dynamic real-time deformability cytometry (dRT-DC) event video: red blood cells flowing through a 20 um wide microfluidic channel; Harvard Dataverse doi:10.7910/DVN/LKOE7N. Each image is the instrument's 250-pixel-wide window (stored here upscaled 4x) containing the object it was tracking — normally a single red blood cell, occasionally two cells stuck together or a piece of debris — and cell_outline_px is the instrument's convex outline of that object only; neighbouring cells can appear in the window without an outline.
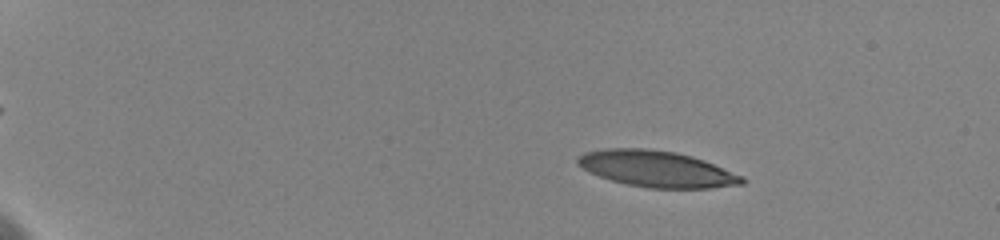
{"species": "human", "species_latin": "Homo sapiens", "temperature_condition": "cold", "stored_images_in_passage": 35, "camera_frame_rate_fps": 3000, "um_per_image_px": 0.085, "donor": {"sex": "female"}, "frame": {"image": 1, "passage_image": 9, "time_ms": 3.333, "image_size_px": [1000, 240], "cell_outline_px": [[748, 180], [744, 184], [712, 188], [648, 188], [628, 184], [612, 180], [600, 176], [576, 164], [576, 160], [584, 152], [608, 148], [644, 148], [676, 152], [692, 156], [704, 160], [744, 176]], "centroid_in_image_um": [55.88, 14.36], "position_along_channel_um": 29.1, "area_um2": 34.62}}
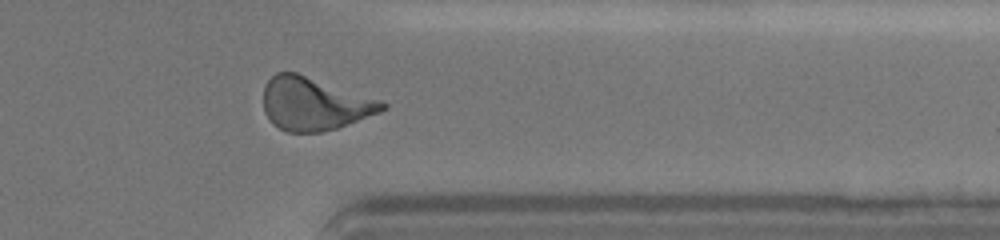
{"frame": {"image": 2, "passage_image": 31, "time_ms": 16.333, "image_size_px": [1000, 240], "cell_outline_px": [[388, 108], [380, 112], [336, 128], [320, 132], [288, 132], [272, 124], [264, 112], [264, 84], [276, 72], [296, 72], [380, 100], [388, 104]], "centroid_in_image_um": [26.69, 8.82], "position_along_channel_um": 384.7, "area_um2": 36.41}}
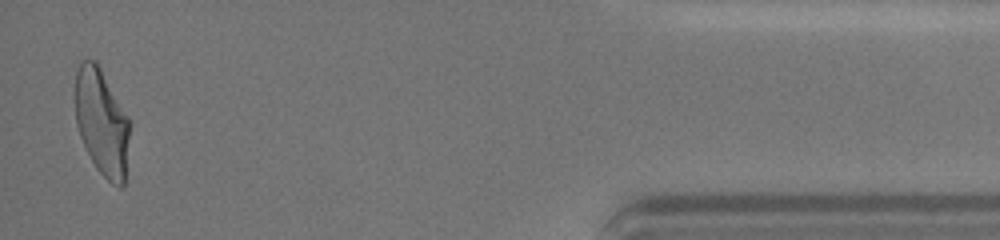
{"frame": {"image": 3, "passage_image": 35, "time_ms": 19.0, "image_size_px": [1000, 240], "cell_outline_px": [[132, 124], [124, 188], [120, 188], [112, 184], [96, 168], [80, 136], [76, 124], [76, 72], [80, 60], [96, 60], [128, 116]], "centroid_in_image_um": [8.7, 10.42], "position_along_channel_um": 426.5, "area_um2": 34.22}, "authors_computed_cell_mechanics": {"area_um2": 34.7378, "velocity_mm_per_s": 3.6048, "shape_relaxation_time_tau1_ms": 8.3386, "shape_relaxation_time_tau2_ms": 1.8403, "deformation_change_tau1": 0.2528, "deformation_change_tau2": 0.0912}}